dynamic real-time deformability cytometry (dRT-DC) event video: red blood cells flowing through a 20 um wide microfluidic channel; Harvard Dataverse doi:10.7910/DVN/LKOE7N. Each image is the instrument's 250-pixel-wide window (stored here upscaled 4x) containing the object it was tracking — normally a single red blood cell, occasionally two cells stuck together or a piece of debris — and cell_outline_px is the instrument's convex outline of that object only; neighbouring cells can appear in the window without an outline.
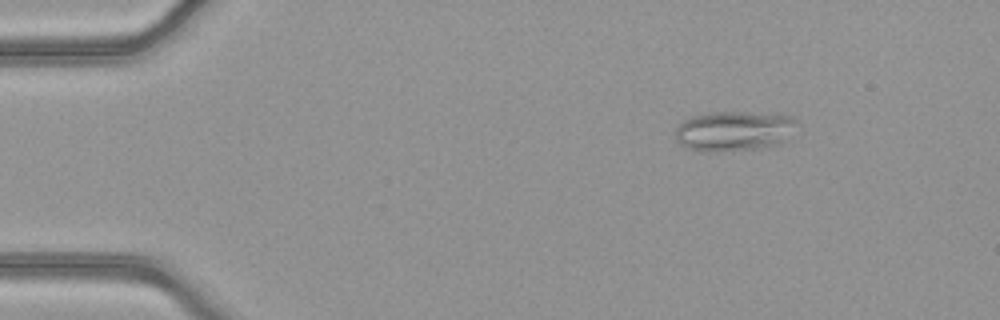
{"species": "common noctule bat (a hibernating species)", "species_latin": "Nyctalus noctula", "temperature_condition": "warm", "stored_images_in_passage": 50, "camera_frame_rate_fps": 3000, "um_per_image_px": 0.085, "animal": {"sex": "female", "body_mass_g": 21.9}, "frame": {"image": 1, "passage_image": 6, "time_ms": 1.667, "image_size_px": [1000, 320], "cell_outline_px": [[796, 120], [788, 140], [776, 144], [756, 148], [716, 152], [696, 152], [680, 144], [676, 140], [676, 128], [684, 120], [692, 116], [708, 112], [740, 112], [792, 116]], "centroid_in_image_um": [62.33, 11.15], "position_along_channel_um": 22.7, "area_um2": 28.15}}
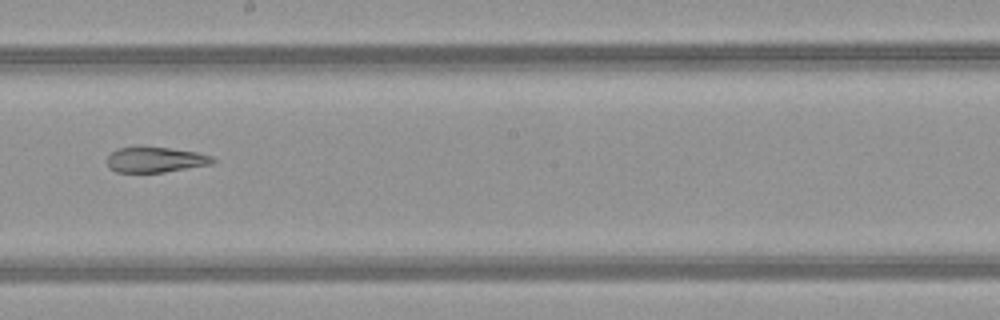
{"frame": {"image": 2, "passage_image": 28, "time_ms": 9.0, "image_size_px": [1000, 320], "cell_outline_px": [[216, 160], [212, 164], [164, 172], [116, 172], [108, 168], [108, 156], [112, 152], [120, 148], [136, 144], [140, 144], [196, 152], [212, 156]], "centroid_in_image_um": [13.18, 13.54], "position_along_channel_um": 235.0, "area_um2": 16.01}}
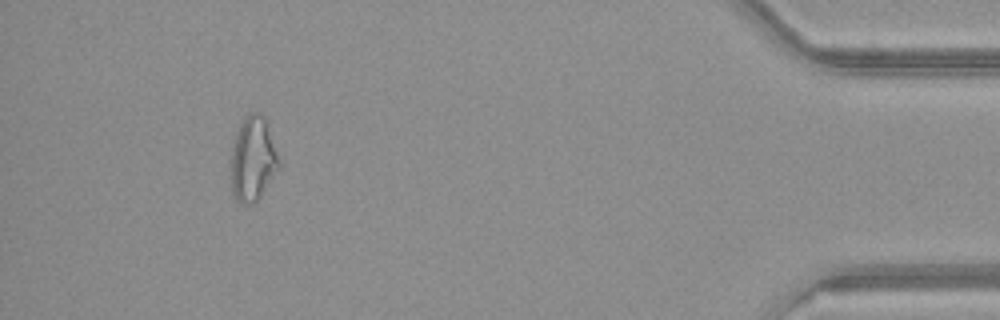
{"frame": {"image": 3, "passage_image": 46, "time_ms": 15.0, "image_size_px": [1000, 320], "cell_outline_px": [[280, 168], [260, 196], [252, 204], [240, 204], [232, 196], [228, 164], [232, 144], [240, 120], [244, 116], [252, 112], [260, 112], [268, 120], [280, 156]], "centroid_in_image_um": [21.48, 13.48], "position_along_channel_um": 413.7, "area_um2": 25.09}, "authors_computed_cell_mechanics": {"area_um2": 21.4727, "velocity_mm_per_s": 4.0471, "shape_relaxation_time_tau1_ms": null, "shape_relaxation_time_tau2_ms": 5.0989, "deformation_change_tau1": null, "deformation_change_tau2": 0.1333}}